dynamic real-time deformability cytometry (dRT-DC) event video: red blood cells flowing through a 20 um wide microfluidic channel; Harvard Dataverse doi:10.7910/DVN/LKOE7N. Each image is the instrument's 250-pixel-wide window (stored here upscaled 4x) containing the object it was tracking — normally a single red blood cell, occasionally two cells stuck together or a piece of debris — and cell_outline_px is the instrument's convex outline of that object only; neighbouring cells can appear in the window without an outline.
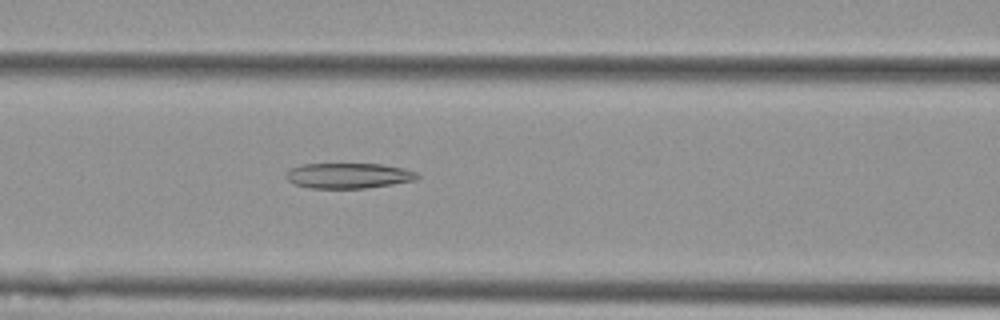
{"species": "Egyptian fruit bat (a non-hibernating species)", "species_latin": "Rousettus aegyptiacus", "temperature_condition": "cold", "stored_images_in_passage": 56, "camera_frame_rate_fps": 3000, "um_per_image_px": 0.085, "animal": {"sex": "female"}, "frame": {"image": 1, "passage_image": 24, "time_ms": 7.667, "image_size_px": [1000, 320], "cell_outline_px": [[420, 176], [416, 180], [392, 184], [364, 188], [312, 188], [296, 184], [288, 180], [284, 176], [292, 168], [304, 164], [380, 164], [404, 168], [416, 172]], "centroid_in_image_um": [29.65, 14.93], "position_along_channel_um": 136.9, "area_um2": 19.19}}
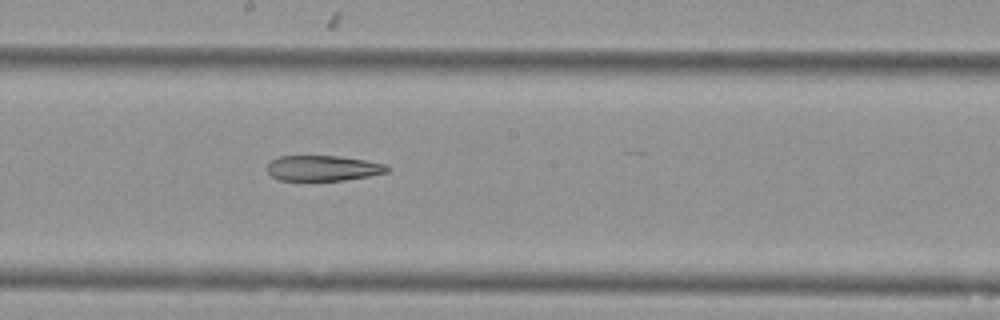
{"frame": {"image": 2, "passage_image": 31, "time_ms": 10.0, "image_size_px": [1000, 320], "cell_outline_px": [[392, 168], [388, 172], [368, 176], [344, 180], [280, 180], [272, 176], [268, 172], [268, 164], [272, 160], [280, 156], [340, 156], [368, 160], [388, 164]], "centroid_in_image_um": [27.53, 14.28], "position_along_channel_um": 220.7, "area_um2": 17.86}}
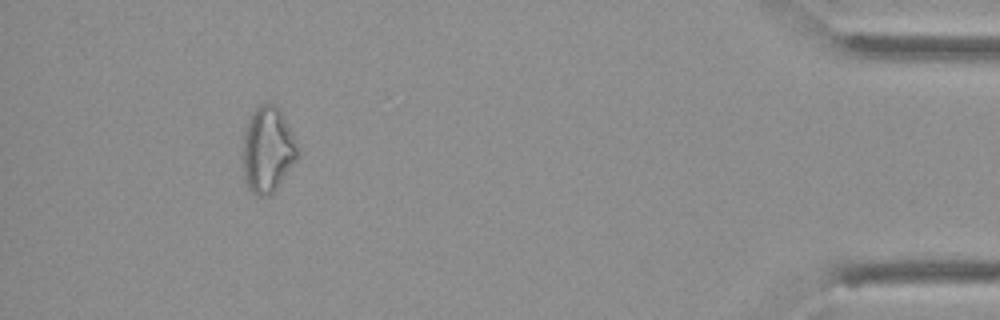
{"frame": {"image": 3, "passage_image": 52, "time_ms": 17.0, "image_size_px": [1000, 320], "cell_outline_px": [[296, 160], [276, 188], [272, 192], [264, 196], [256, 196], [252, 192], [244, 180], [244, 132], [248, 120], [252, 112], [260, 104], [268, 100], [280, 108], [292, 132], [296, 148]], "centroid_in_image_um": [22.73, 12.67], "position_along_channel_um": 412.5, "area_um2": 26.93}, "authors_computed_cell_mechanics": {"area_um2": 24.3916, "velocity_mm_per_s": 3.6155, "shape_relaxation_time_tau1_ms": null, "shape_relaxation_time_tau2_ms": 5.3839, "deformation_change_tau1": null, "deformation_change_tau2": 0.1623}}